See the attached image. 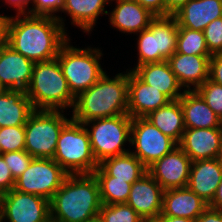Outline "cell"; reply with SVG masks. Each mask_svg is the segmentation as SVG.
Masks as SVG:
<instances>
[{
  "instance_id": "obj_1",
  "label": "cell",
  "mask_w": 222,
  "mask_h": 222,
  "mask_svg": "<svg viewBox=\"0 0 222 222\" xmlns=\"http://www.w3.org/2000/svg\"><path fill=\"white\" fill-rule=\"evenodd\" d=\"M22 17L8 18L6 44L34 63L57 58L62 45L69 39L58 19L27 14Z\"/></svg>"
},
{
  "instance_id": "obj_2",
  "label": "cell",
  "mask_w": 222,
  "mask_h": 222,
  "mask_svg": "<svg viewBox=\"0 0 222 222\" xmlns=\"http://www.w3.org/2000/svg\"><path fill=\"white\" fill-rule=\"evenodd\" d=\"M102 207L94 174H69L50 200L51 222H90Z\"/></svg>"
},
{
  "instance_id": "obj_3",
  "label": "cell",
  "mask_w": 222,
  "mask_h": 222,
  "mask_svg": "<svg viewBox=\"0 0 222 222\" xmlns=\"http://www.w3.org/2000/svg\"><path fill=\"white\" fill-rule=\"evenodd\" d=\"M72 119L85 123L95 119L128 114V72L114 78L105 74L75 98Z\"/></svg>"
},
{
  "instance_id": "obj_4",
  "label": "cell",
  "mask_w": 222,
  "mask_h": 222,
  "mask_svg": "<svg viewBox=\"0 0 222 222\" xmlns=\"http://www.w3.org/2000/svg\"><path fill=\"white\" fill-rule=\"evenodd\" d=\"M25 94L34 110L62 109L63 113V109L73 108L75 103L57 58L34 64Z\"/></svg>"
},
{
  "instance_id": "obj_5",
  "label": "cell",
  "mask_w": 222,
  "mask_h": 222,
  "mask_svg": "<svg viewBox=\"0 0 222 222\" xmlns=\"http://www.w3.org/2000/svg\"><path fill=\"white\" fill-rule=\"evenodd\" d=\"M53 159L68 174H93L99 166L86 127L73 119L63 127Z\"/></svg>"
},
{
  "instance_id": "obj_6",
  "label": "cell",
  "mask_w": 222,
  "mask_h": 222,
  "mask_svg": "<svg viewBox=\"0 0 222 222\" xmlns=\"http://www.w3.org/2000/svg\"><path fill=\"white\" fill-rule=\"evenodd\" d=\"M68 39L61 47L57 56L63 75L67 80L70 92L76 98L89 89L104 74L99 60L102 57L100 49H80L70 46Z\"/></svg>"
},
{
  "instance_id": "obj_7",
  "label": "cell",
  "mask_w": 222,
  "mask_h": 222,
  "mask_svg": "<svg viewBox=\"0 0 222 222\" xmlns=\"http://www.w3.org/2000/svg\"><path fill=\"white\" fill-rule=\"evenodd\" d=\"M60 110H34L25 126V151L33 158H51L63 127L71 120Z\"/></svg>"
},
{
  "instance_id": "obj_8",
  "label": "cell",
  "mask_w": 222,
  "mask_h": 222,
  "mask_svg": "<svg viewBox=\"0 0 222 222\" xmlns=\"http://www.w3.org/2000/svg\"><path fill=\"white\" fill-rule=\"evenodd\" d=\"M92 126H90V124ZM132 117L121 114L110 118L95 119L83 123L89 134L91 149L97 163L130 152L124 148L131 139ZM91 127V130L87 128Z\"/></svg>"
},
{
  "instance_id": "obj_9",
  "label": "cell",
  "mask_w": 222,
  "mask_h": 222,
  "mask_svg": "<svg viewBox=\"0 0 222 222\" xmlns=\"http://www.w3.org/2000/svg\"><path fill=\"white\" fill-rule=\"evenodd\" d=\"M178 23L173 15L156 16L138 35V63L162 62L176 52Z\"/></svg>"
},
{
  "instance_id": "obj_10",
  "label": "cell",
  "mask_w": 222,
  "mask_h": 222,
  "mask_svg": "<svg viewBox=\"0 0 222 222\" xmlns=\"http://www.w3.org/2000/svg\"><path fill=\"white\" fill-rule=\"evenodd\" d=\"M68 175L54 159L33 158L28 168L15 180L14 189L50 201Z\"/></svg>"
},
{
  "instance_id": "obj_11",
  "label": "cell",
  "mask_w": 222,
  "mask_h": 222,
  "mask_svg": "<svg viewBox=\"0 0 222 222\" xmlns=\"http://www.w3.org/2000/svg\"><path fill=\"white\" fill-rule=\"evenodd\" d=\"M130 144L136 149L131 153L147 168L178 146L145 117L132 118Z\"/></svg>"
},
{
  "instance_id": "obj_12",
  "label": "cell",
  "mask_w": 222,
  "mask_h": 222,
  "mask_svg": "<svg viewBox=\"0 0 222 222\" xmlns=\"http://www.w3.org/2000/svg\"><path fill=\"white\" fill-rule=\"evenodd\" d=\"M51 222L50 201L42 196L14 188L4 193V221Z\"/></svg>"
},
{
  "instance_id": "obj_13",
  "label": "cell",
  "mask_w": 222,
  "mask_h": 222,
  "mask_svg": "<svg viewBox=\"0 0 222 222\" xmlns=\"http://www.w3.org/2000/svg\"><path fill=\"white\" fill-rule=\"evenodd\" d=\"M192 161L176 146L170 153L156 160L147 172L163 190L187 187Z\"/></svg>"
},
{
  "instance_id": "obj_14",
  "label": "cell",
  "mask_w": 222,
  "mask_h": 222,
  "mask_svg": "<svg viewBox=\"0 0 222 222\" xmlns=\"http://www.w3.org/2000/svg\"><path fill=\"white\" fill-rule=\"evenodd\" d=\"M163 188L147 172L132 183L126 204L145 222H154L162 212Z\"/></svg>"
},
{
  "instance_id": "obj_15",
  "label": "cell",
  "mask_w": 222,
  "mask_h": 222,
  "mask_svg": "<svg viewBox=\"0 0 222 222\" xmlns=\"http://www.w3.org/2000/svg\"><path fill=\"white\" fill-rule=\"evenodd\" d=\"M222 140V127L185 128L178 146L192 162L218 158Z\"/></svg>"
},
{
  "instance_id": "obj_16",
  "label": "cell",
  "mask_w": 222,
  "mask_h": 222,
  "mask_svg": "<svg viewBox=\"0 0 222 222\" xmlns=\"http://www.w3.org/2000/svg\"><path fill=\"white\" fill-rule=\"evenodd\" d=\"M34 64L6 43L0 47V80L7 90L26 91L31 81Z\"/></svg>"
},
{
  "instance_id": "obj_17",
  "label": "cell",
  "mask_w": 222,
  "mask_h": 222,
  "mask_svg": "<svg viewBox=\"0 0 222 222\" xmlns=\"http://www.w3.org/2000/svg\"><path fill=\"white\" fill-rule=\"evenodd\" d=\"M170 101L165 94L141 81L131 70L128 71V114L132 118L146 117Z\"/></svg>"
},
{
  "instance_id": "obj_18",
  "label": "cell",
  "mask_w": 222,
  "mask_h": 222,
  "mask_svg": "<svg viewBox=\"0 0 222 222\" xmlns=\"http://www.w3.org/2000/svg\"><path fill=\"white\" fill-rule=\"evenodd\" d=\"M210 57L175 52L167 61L179 84L185 90H196L209 78Z\"/></svg>"
},
{
  "instance_id": "obj_19",
  "label": "cell",
  "mask_w": 222,
  "mask_h": 222,
  "mask_svg": "<svg viewBox=\"0 0 222 222\" xmlns=\"http://www.w3.org/2000/svg\"><path fill=\"white\" fill-rule=\"evenodd\" d=\"M222 180V162L218 158L192 162L187 187L208 205Z\"/></svg>"
},
{
  "instance_id": "obj_20",
  "label": "cell",
  "mask_w": 222,
  "mask_h": 222,
  "mask_svg": "<svg viewBox=\"0 0 222 222\" xmlns=\"http://www.w3.org/2000/svg\"><path fill=\"white\" fill-rule=\"evenodd\" d=\"M173 16L179 27L204 31L210 22L222 17V0H189Z\"/></svg>"
},
{
  "instance_id": "obj_21",
  "label": "cell",
  "mask_w": 222,
  "mask_h": 222,
  "mask_svg": "<svg viewBox=\"0 0 222 222\" xmlns=\"http://www.w3.org/2000/svg\"><path fill=\"white\" fill-rule=\"evenodd\" d=\"M141 81L165 94L171 101L184 93L167 60L136 66L131 70ZM180 91V92H179Z\"/></svg>"
},
{
  "instance_id": "obj_22",
  "label": "cell",
  "mask_w": 222,
  "mask_h": 222,
  "mask_svg": "<svg viewBox=\"0 0 222 222\" xmlns=\"http://www.w3.org/2000/svg\"><path fill=\"white\" fill-rule=\"evenodd\" d=\"M114 1V0H111ZM116 6L110 15V24L123 33H140L148 29L156 17L150 10L135 0H116Z\"/></svg>"
},
{
  "instance_id": "obj_23",
  "label": "cell",
  "mask_w": 222,
  "mask_h": 222,
  "mask_svg": "<svg viewBox=\"0 0 222 222\" xmlns=\"http://www.w3.org/2000/svg\"><path fill=\"white\" fill-rule=\"evenodd\" d=\"M208 204L188 187L168 189L163 192L160 215L197 219Z\"/></svg>"
},
{
  "instance_id": "obj_24",
  "label": "cell",
  "mask_w": 222,
  "mask_h": 222,
  "mask_svg": "<svg viewBox=\"0 0 222 222\" xmlns=\"http://www.w3.org/2000/svg\"><path fill=\"white\" fill-rule=\"evenodd\" d=\"M179 98L185 128L222 127V120L206 104L196 90H185Z\"/></svg>"
},
{
  "instance_id": "obj_25",
  "label": "cell",
  "mask_w": 222,
  "mask_h": 222,
  "mask_svg": "<svg viewBox=\"0 0 222 222\" xmlns=\"http://www.w3.org/2000/svg\"><path fill=\"white\" fill-rule=\"evenodd\" d=\"M33 111L24 90H7L0 95V128L25 125Z\"/></svg>"
},
{
  "instance_id": "obj_26",
  "label": "cell",
  "mask_w": 222,
  "mask_h": 222,
  "mask_svg": "<svg viewBox=\"0 0 222 222\" xmlns=\"http://www.w3.org/2000/svg\"><path fill=\"white\" fill-rule=\"evenodd\" d=\"M145 118L177 144L180 142L185 125L179 99L170 101L167 105L152 111Z\"/></svg>"
},
{
  "instance_id": "obj_27",
  "label": "cell",
  "mask_w": 222,
  "mask_h": 222,
  "mask_svg": "<svg viewBox=\"0 0 222 222\" xmlns=\"http://www.w3.org/2000/svg\"><path fill=\"white\" fill-rule=\"evenodd\" d=\"M109 2L110 0H64L61 11L70 15L73 25L89 33L100 14H109L107 10L104 11V6Z\"/></svg>"
},
{
  "instance_id": "obj_28",
  "label": "cell",
  "mask_w": 222,
  "mask_h": 222,
  "mask_svg": "<svg viewBox=\"0 0 222 222\" xmlns=\"http://www.w3.org/2000/svg\"><path fill=\"white\" fill-rule=\"evenodd\" d=\"M99 166L114 180H128L131 184L147 173V167L131 152L107 158Z\"/></svg>"
},
{
  "instance_id": "obj_29",
  "label": "cell",
  "mask_w": 222,
  "mask_h": 222,
  "mask_svg": "<svg viewBox=\"0 0 222 222\" xmlns=\"http://www.w3.org/2000/svg\"><path fill=\"white\" fill-rule=\"evenodd\" d=\"M96 177L102 204L126 203L131 190V183L128 180H114L100 166L93 172Z\"/></svg>"
},
{
  "instance_id": "obj_30",
  "label": "cell",
  "mask_w": 222,
  "mask_h": 222,
  "mask_svg": "<svg viewBox=\"0 0 222 222\" xmlns=\"http://www.w3.org/2000/svg\"><path fill=\"white\" fill-rule=\"evenodd\" d=\"M176 53L212 56L208 50L204 32L184 27H178Z\"/></svg>"
},
{
  "instance_id": "obj_31",
  "label": "cell",
  "mask_w": 222,
  "mask_h": 222,
  "mask_svg": "<svg viewBox=\"0 0 222 222\" xmlns=\"http://www.w3.org/2000/svg\"><path fill=\"white\" fill-rule=\"evenodd\" d=\"M98 218L101 222H145L128 204H102Z\"/></svg>"
},
{
  "instance_id": "obj_32",
  "label": "cell",
  "mask_w": 222,
  "mask_h": 222,
  "mask_svg": "<svg viewBox=\"0 0 222 222\" xmlns=\"http://www.w3.org/2000/svg\"><path fill=\"white\" fill-rule=\"evenodd\" d=\"M2 153L25 150V126H9L0 130Z\"/></svg>"
},
{
  "instance_id": "obj_33",
  "label": "cell",
  "mask_w": 222,
  "mask_h": 222,
  "mask_svg": "<svg viewBox=\"0 0 222 222\" xmlns=\"http://www.w3.org/2000/svg\"><path fill=\"white\" fill-rule=\"evenodd\" d=\"M196 91L213 112L222 120V85H219L208 78L196 89Z\"/></svg>"
},
{
  "instance_id": "obj_34",
  "label": "cell",
  "mask_w": 222,
  "mask_h": 222,
  "mask_svg": "<svg viewBox=\"0 0 222 222\" xmlns=\"http://www.w3.org/2000/svg\"><path fill=\"white\" fill-rule=\"evenodd\" d=\"M1 156L11 170L14 180L28 168L33 160V157L25 150L2 153Z\"/></svg>"
},
{
  "instance_id": "obj_35",
  "label": "cell",
  "mask_w": 222,
  "mask_h": 222,
  "mask_svg": "<svg viewBox=\"0 0 222 222\" xmlns=\"http://www.w3.org/2000/svg\"><path fill=\"white\" fill-rule=\"evenodd\" d=\"M33 3V8H29L27 15L57 18L65 29L63 18L54 14L62 10L64 0H34Z\"/></svg>"
},
{
  "instance_id": "obj_36",
  "label": "cell",
  "mask_w": 222,
  "mask_h": 222,
  "mask_svg": "<svg viewBox=\"0 0 222 222\" xmlns=\"http://www.w3.org/2000/svg\"><path fill=\"white\" fill-rule=\"evenodd\" d=\"M203 32L209 52L222 53V17L210 22Z\"/></svg>"
},
{
  "instance_id": "obj_37",
  "label": "cell",
  "mask_w": 222,
  "mask_h": 222,
  "mask_svg": "<svg viewBox=\"0 0 222 222\" xmlns=\"http://www.w3.org/2000/svg\"><path fill=\"white\" fill-rule=\"evenodd\" d=\"M15 186V180L11 170L0 155V191L5 193L12 190Z\"/></svg>"
},
{
  "instance_id": "obj_38",
  "label": "cell",
  "mask_w": 222,
  "mask_h": 222,
  "mask_svg": "<svg viewBox=\"0 0 222 222\" xmlns=\"http://www.w3.org/2000/svg\"><path fill=\"white\" fill-rule=\"evenodd\" d=\"M209 79L222 85V53H216L210 57Z\"/></svg>"
},
{
  "instance_id": "obj_39",
  "label": "cell",
  "mask_w": 222,
  "mask_h": 222,
  "mask_svg": "<svg viewBox=\"0 0 222 222\" xmlns=\"http://www.w3.org/2000/svg\"><path fill=\"white\" fill-rule=\"evenodd\" d=\"M156 16H166L165 0H135Z\"/></svg>"
},
{
  "instance_id": "obj_40",
  "label": "cell",
  "mask_w": 222,
  "mask_h": 222,
  "mask_svg": "<svg viewBox=\"0 0 222 222\" xmlns=\"http://www.w3.org/2000/svg\"><path fill=\"white\" fill-rule=\"evenodd\" d=\"M196 222H222V211L208 206L204 212L197 217Z\"/></svg>"
},
{
  "instance_id": "obj_41",
  "label": "cell",
  "mask_w": 222,
  "mask_h": 222,
  "mask_svg": "<svg viewBox=\"0 0 222 222\" xmlns=\"http://www.w3.org/2000/svg\"><path fill=\"white\" fill-rule=\"evenodd\" d=\"M188 1L189 0H165L166 16L173 15L177 10H179Z\"/></svg>"
},
{
  "instance_id": "obj_42",
  "label": "cell",
  "mask_w": 222,
  "mask_h": 222,
  "mask_svg": "<svg viewBox=\"0 0 222 222\" xmlns=\"http://www.w3.org/2000/svg\"><path fill=\"white\" fill-rule=\"evenodd\" d=\"M34 2V0H5V3H8L14 8H17V15H26V6L28 7L29 3Z\"/></svg>"
},
{
  "instance_id": "obj_43",
  "label": "cell",
  "mask_w": 222,
  "mask_h": 222,
  "mask_svg": "<svg viewBox=\"0 0 222 222\" xmlns=\"http://www.w3.org/2000/svg\"><path fill=\"white\" fill-rule=\"evenodd\" d=\"M208 206L222 211V180L220 184L218 185V188H217V191L213 200Z\"/></svg>"
},
{
  "instance_id": "obj_44",
  "label": "cell",
  "mask_w": 222,
  "mask_h": 222,
  "mask_svg": "<svg viewBox=\"0 0 222 222\" xmlns=\"http://www.w3.org/2000/svg\"><path fill=\"white\" fill-rule=\"evenodd\" d=\"M154 222H196V219L159 215Z\"/></svg>"
},
{
  "instance_id": "obj_45",
  "label": "cell",
  "mask_w": 222,
  "mask_h": 222,
  "mask_svg": "<svg viewBox=\"0 0 222 222\" xmlns=\"http://www.w3.org/2000/svg\"><path fill=\"white\" fill-rule=\"evenodd\" d=\"M8 18H0V47L6 43V29Z\"/></svg>"
},
{
  "instance_id": "obj_46",
  "label": "cell",
  "mask_w": 222,
  "mask_h": 222,
  "mask_svg": "<svg viewBox=\"0 0 222 222\" xmlns=\"http://www.w3.org/2000/svg\"><path fill=\"white\" fill-rule=\"evenodd\" d=\"M4 220V193L0 191V222Z\"/></svg>"
},
{
  "instance_id": "obj_47",
  "label": "cell",
  "mask_w": 222,
  "mask_h": 222,
  "mask_svg": "<svg viewBox=\"0 0 222 222\" xmlns=\"http://www.w3.org/2000/svg\"><path fill=\"white\" fill-rule=\"evenodd\" d=\"M7 91V88L3 85L0 80V95L4 94Z\"/></svg>"
},
{
  "instance_id": "obj_48",
  "label": "cell",
  "mask_w": 222,
  "mask_h": 222,
  "mask_svg": "<svg viewBox=\"0 0 222 222\" xmlns=\"http://www.w3.org/2000/svg\"><path fill=\"white\" fill-rule=\"evenodd\" d=\"M218 159L222 162V140H221V145H220V151H219Z\"/></svg>"
},
{
  "instance_id": "obj_49",
  "label": "cell",
  "mask_w": 222,
  "mask_h": 222,
  "mask_svg": "<svg viewBox=\"0 0 222 222\" xmlns=\"http://www.w3.org/2000/svg\"><path fill=\"white\" fill-rule=\"evenodd\" d=\"M90 222H101V221L99 220V218H97V219H94V220H92Z\"/></svg>"
},
{
  "instance_id": "obj_50",
  "label": "cell",
  "mask_w": 222,
  "mask_h": 222,
  "mask_svg": "<svg viewBox=\"0 0 222 222\" xmlns=\"http://www.w3.org/2000/svg\"><path fill=\"white\" fill-rule=\"evenodd\" d=\"M0 18H9L8 16H3L2 14L0 15Z\"/></svg>"
},
{
  "instance_id": "obj_51",
  "label": "cell",
  "mask_w": 222,
  "mask_h": 222,
  "mask_svg": "<svg viewBox=\"0 0 222 222\" xmlns=\"http://www.w3.org/2000/svg\"><path fill=\"white\" fill-rule=\"evenodd\" d=\"M0 130H1V128H0ZM2 154V148H1V144H0V155Z\"/></svg>"
}]
</instances>
